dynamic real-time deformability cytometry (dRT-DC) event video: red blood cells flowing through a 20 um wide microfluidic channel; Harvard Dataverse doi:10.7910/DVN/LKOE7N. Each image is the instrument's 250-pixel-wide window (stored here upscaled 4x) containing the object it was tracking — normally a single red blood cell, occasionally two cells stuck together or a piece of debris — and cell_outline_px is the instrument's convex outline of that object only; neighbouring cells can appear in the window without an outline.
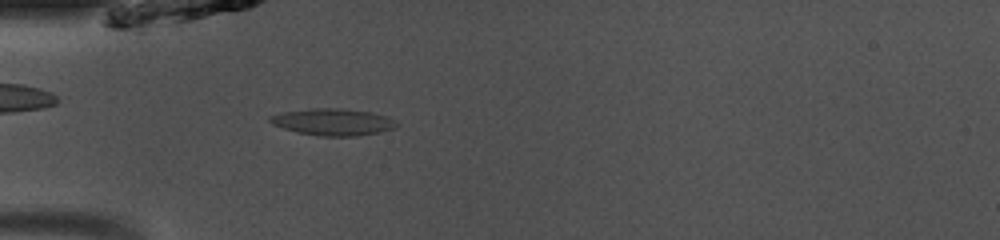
{"species": "common noctule bat (a hibernating species)", "species_latin": "Nyctalus noctula", "temperature_condition": "room temperature", "stored_images_in_passage": 35, "camera_frame_rate_fps": 3000, "um_per_image_px": 0.085, "animal": {"sex": "male", "body_mass_g": 13.0, "forearm_length_mm": 53.1}, "frame": {"image": 1, "passage_image": 1, "time_ms": 0.0, "image_size_px": [1000, 240], "cell_outline_px": [[400, 124], [396, 128], [380, 132], [356, 136], [320, 136], [296, 132], [272, 124], [268, 120], [268, 116], [280, 112], [312, 108], [336, 108], [372, 112], [388, 116]], "centroid_in_image_um": [28.31, 10.36], "position_along_channel_um": 56.7, "area_um2": 20.0}}
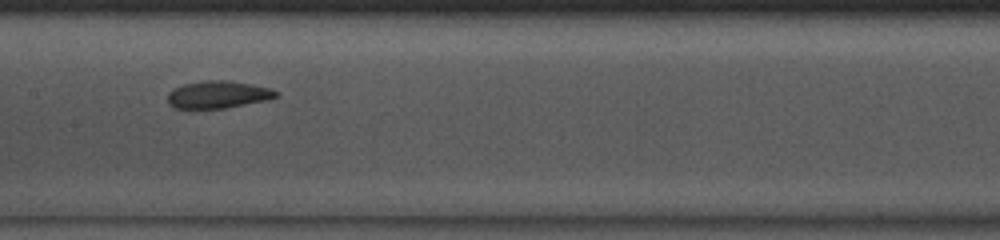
{"frame": {"image": 2, "passage_image": 11, "time_ms": 3.333, "image_size_px": [1000, 240], "cell_outline_px": [[280, 96], [268, 100], [224, 108], [176, 108], [168, 104], [168, 92], [184, 84], [208, 80], [228, 80], [272, 88], [280, 92]], "centroid_in_image_um": [18.59, 8.04], "position_along_channel_um": 188.8, "area_um2": 17.28}}
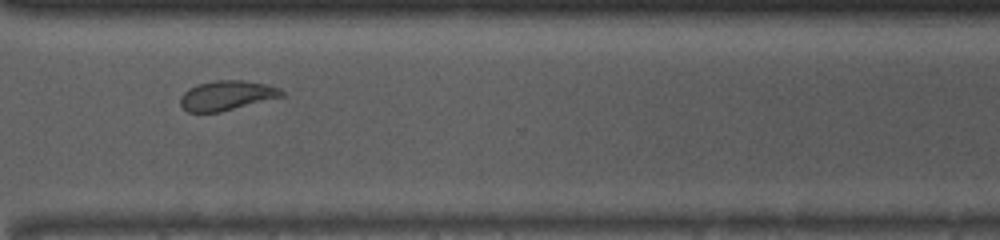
{"frame": {"image": 3, "passage_image": 23, "time_ms": 7.333, "image_size_px": [1000, 240], "cell_outline_px": [[284, 96], [220, 112], [188, 112], [180, 104], [180, 96], [188, 88], [196, 84], [216, 80], [244, 80], [264, 84], [280, 88], [284, 92]], "centroid_in_image_um": [19.25, 8.11], "position_along_channel_um": 351.3, "area_um2": 17.51}, "authors_computed_cell_mechanics": {"area_um2": 17.8024, "velocity_mm_per_s": 4.0743, "shape_relaxation_time_tau1_ms": 3.3828, "shape_relaxation_time_tau2_ms": 2.0029, "deformation_change_tau1": 0.1239, "deformation_change_tau2": 0.0783}}